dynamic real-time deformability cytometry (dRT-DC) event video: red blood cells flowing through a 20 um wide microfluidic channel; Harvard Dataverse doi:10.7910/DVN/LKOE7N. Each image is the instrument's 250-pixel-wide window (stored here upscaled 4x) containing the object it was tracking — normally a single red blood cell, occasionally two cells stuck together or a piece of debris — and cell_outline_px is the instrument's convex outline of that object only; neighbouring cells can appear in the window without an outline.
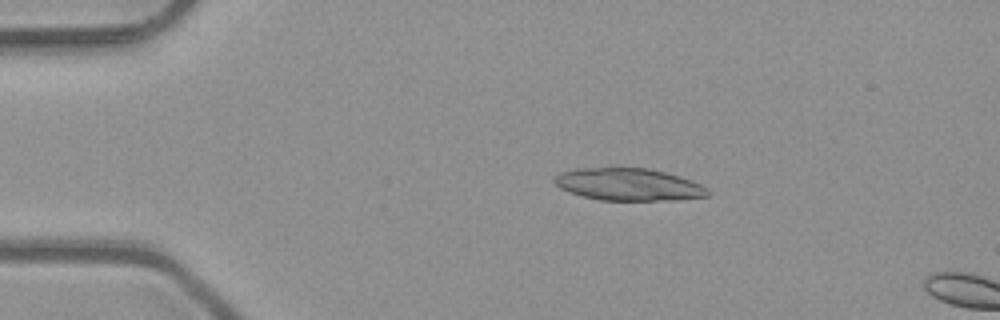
{"species": "common noctule bat (a hibernating species)", "species_latin": "Nyctalus noctula", "temperature_condition": "room temperature", "stored_images_in_passage": 13, "camera_frame_rate_fps": 3000, "um_per_image_px": 0.085, "animal": {"sex": "male", "body_mass_g": 23.1, "forearm_length_mm": 52.7}, "frame": {"image": 1, "passage_image": 10, "time_ms": 3.0, "image_size_px": [1000, 320], "cell_outline_px": [[708, 196], [676, 200], [600, 200], [568, 192], [560, 188], [552, 180], [552, 176], [560, 172], [576, 168], [620, 164], [648, 168], [664, 172], [700, 184], [708, 188]], "centroid_in_image_um": [53.32, 15.63], "position_along_channel_um": 31.7, "area_um2": 29.77}}